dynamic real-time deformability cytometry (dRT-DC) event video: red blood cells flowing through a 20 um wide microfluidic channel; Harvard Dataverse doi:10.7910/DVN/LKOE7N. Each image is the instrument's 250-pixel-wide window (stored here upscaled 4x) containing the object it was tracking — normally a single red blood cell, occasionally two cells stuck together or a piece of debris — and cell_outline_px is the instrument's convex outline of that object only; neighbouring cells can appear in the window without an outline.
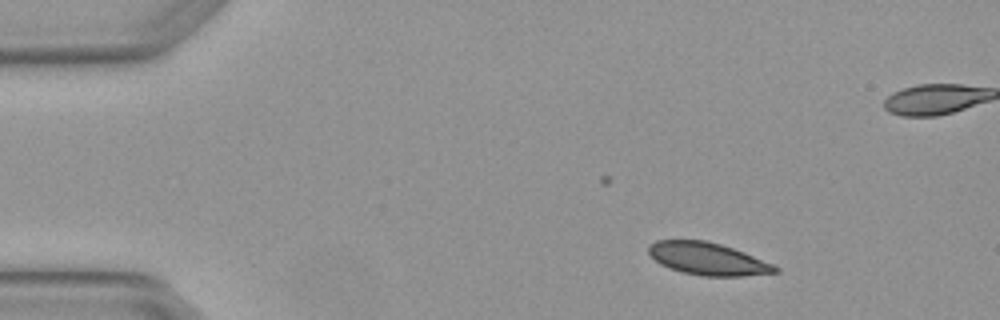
{"species": "Egyptian fruit bat (a non-hibernating species)", "species_latin": "Rousettus aegyptiacus", "temperature_condition": "warm", "stored_images_in_passage": 4, "camera_frame_rate_fps": 3000, "um_per_image_px": 0.085, "animal": {"sex": "female"}, "frame": {"image": 1, "passage_image": 1, "time_ms": 0.0, "image_size_px": [1000, 320], "cell_outline_px": [[780, 272], [744, 276], [704, 276], [680, 272], [668, 268], [660, 264], [648, 252], [648, 244], [656, 240], [704, 240], [720, 244], [744, 252], [772, 264], [780, 268]], "centroid_in_image_um": [60.14, 22.0], "position_along_channel_um": 24.9, "area_um2": 23.93}}